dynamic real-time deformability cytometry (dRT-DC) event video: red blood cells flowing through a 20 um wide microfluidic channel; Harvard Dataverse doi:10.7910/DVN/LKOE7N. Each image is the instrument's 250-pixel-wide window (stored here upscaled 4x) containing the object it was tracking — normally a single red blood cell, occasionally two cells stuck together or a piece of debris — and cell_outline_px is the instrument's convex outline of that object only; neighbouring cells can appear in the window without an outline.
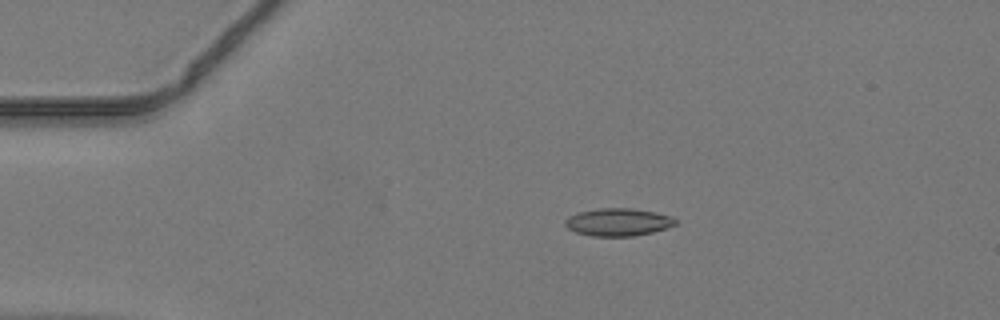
{"species": "common noctule bat (a hibernating species)", "species_latin": "Nyctalus noctula", "temperature_condition": "warm", "stored_images_in_passage": 40, "camera_frame_rate_fps": 3000, "um_per_image_px": 0.085, "animal": {"sex": "male", "body_mass_g": 19.2, "forearm_length_mm": 51.8}, "frame": {"image": 1, "passage_image": 2, "time_ms": 0.333, "image_size_px": [1000, 320], "cell_outline_px": [[676, 224], [652, 232], [632, 236], [592, 236], [576, 232], [568, 228], [564, 224], [564, 220], [568, 216], [576, 212], [600, 208], [632, 208], [656, 212], [672, 216], [676, 220]], "centroid_in_image_um": [52.5, 18.86], "position_along_channel_um": 32.5, "area_um2": 17.8}}
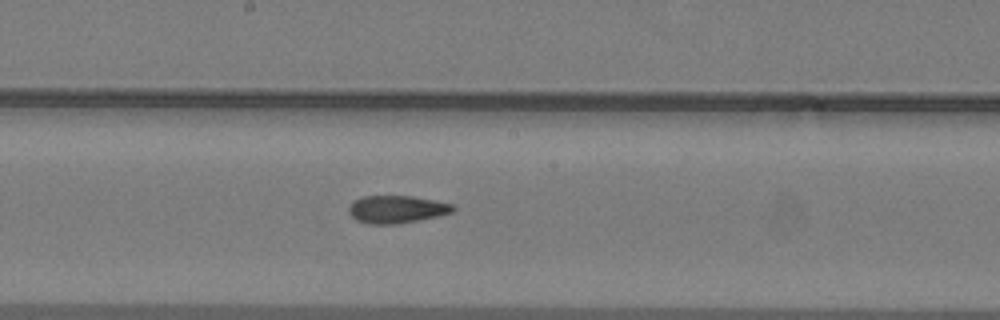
{"frame": {"image": 2, "passage_image": 18, "time_ms": 5.667, "image_size_px": [1000, 320], "cell_outline_px": [[456, 208], [452, 212], [436, 216], [396, 224], [368, 224], [356, 220], [348, 212], [348, 204], [352, 200], [360, 196], [412, 196], [452, 204]], "centroid_in_image_um": [33.63, 17.78], "position_along_channel_um": 214.6, "area_um2": 16.76}}
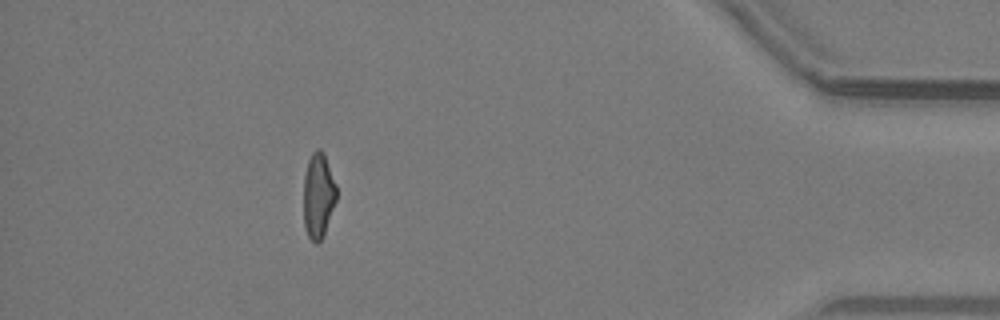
{"frame": {"image": 3, "passage_image": 35, "time_ms": 11.333, "image_size_px": [1000, 320], "cell_outline_px": [[336, 200], [324, 236], [316, 244], [308, 236], [304, 228], [304, 176], [308, 160], [312, 152], [316, 148], [320, 148], [324, 152], [336, 184]], "centroid_in_image_um": [27.05, 16.61], "position_along_channel_um": 408.1, "area_um2": 16.47}}